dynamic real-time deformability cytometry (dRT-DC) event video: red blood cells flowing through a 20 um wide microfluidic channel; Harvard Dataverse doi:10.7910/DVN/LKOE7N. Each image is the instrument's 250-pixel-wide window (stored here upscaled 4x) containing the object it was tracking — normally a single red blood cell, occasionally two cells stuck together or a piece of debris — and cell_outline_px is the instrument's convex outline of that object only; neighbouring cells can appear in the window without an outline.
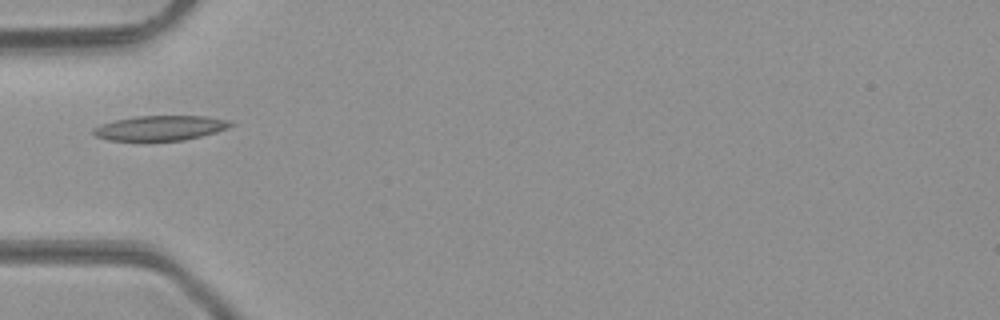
{"species": "common noctule bat (a hibernating species)", "species_latin": "Nyctalus noctula", "temperature_condition": "room temperature", "stored_images_in_passage": 33, "camera_frame_rate_fps": 3000, "um_per_image_px": 0.085, "animal": {"sex": "male", "body_mass_g": 23.1, "forearm_length_mm": 52.7}, "frame": {"image": 1, "passage_image": 1, "time_ms": 0.0, "image_size_px": [1000, 320], "cell_outline_px": [[236, 124], [228, 128], [216, 132], [184, 140], [108, 140], [96, 136], [92, 132], [92, 128], [100, 124], [116, 120], [136, 116], [204, 116], [228, 120]], "centroid_in_image_um": [13.63, 10.87], "position_along_channel_um": 71.4, "area_um2": 19.77}}
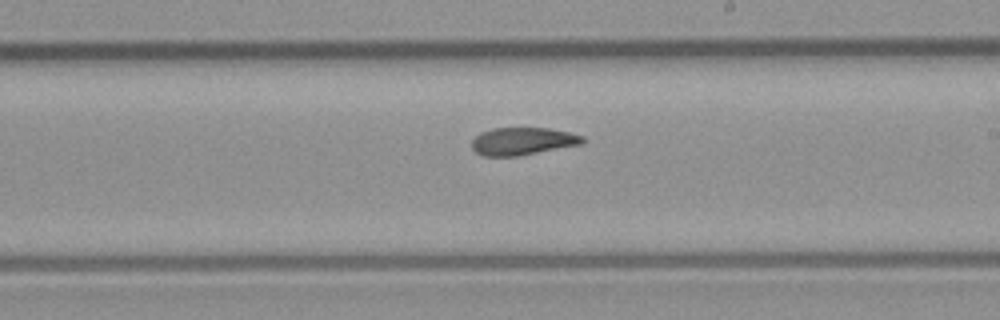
{"frame": {"image": 2, "passage_image": 13, "time_ms": 4.0, "image_size_px": [1000, 320], "cell_outline_px": [[584, 144], [516, 156], [484, 156], [476, 152], [472, 148], [472, 140], [480, 132], [492, 128], [548, 128], [568, 132], [584, 136]], "centroid_in_image_um": [44.43, 12.0], "position_along_channel_um": 244.6, "area_um2": 17.8}}
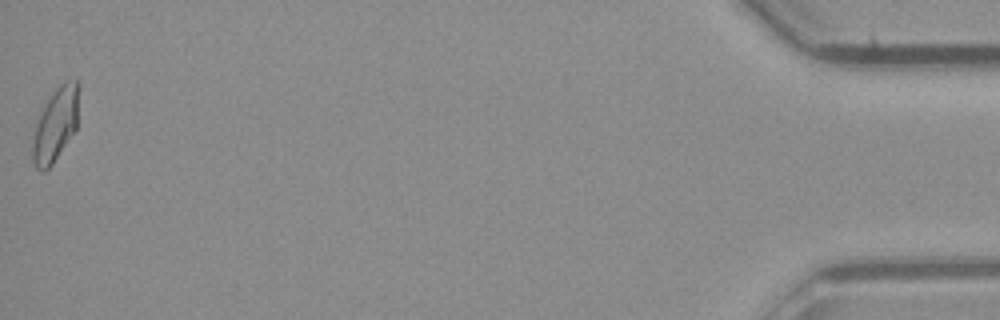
{"frame": {"image": 3, "passage_image": 33, "time_ms": 10.667, "image_size_px": [1000, 320], "cell_outline_px": [[80, 84], [76, 128], [52, 164], [44, 172], [40, 172], [36, 168], [32, 160], [32, 144], [36, 120], [40, 108], [56, 88], [60, 84], [68, 80], [76, 80]], "centroid_in_image_um": [4.7, 10.56], "position_along_channel_um": 430.5, "area_um2": 20.06}, "authors_computed_cell_mechanics": {"area_um2": 18.5538, "velocity_mm_per_s": 4.3059, "shape_relaxation_time_tau1_ms": 7.4281, "shape_relaxation_time_tau2_ms": 2.5673, "deformation_change_tau1": 0.1872, "deformation_change_tau2": 0.0905}}